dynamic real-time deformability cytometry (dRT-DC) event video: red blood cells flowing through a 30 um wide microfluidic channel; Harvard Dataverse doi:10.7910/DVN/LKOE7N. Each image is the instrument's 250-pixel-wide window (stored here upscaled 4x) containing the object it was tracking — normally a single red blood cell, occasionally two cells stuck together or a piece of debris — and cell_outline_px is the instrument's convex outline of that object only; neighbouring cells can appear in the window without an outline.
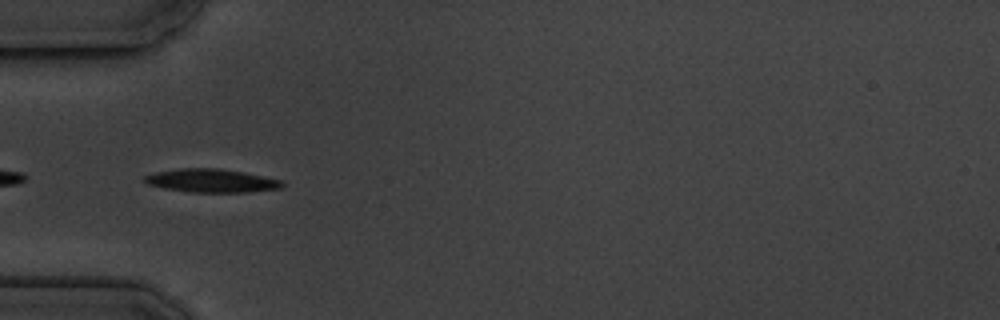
{"species": "common noctule bat (a hibernating species)", "species_latin": "Nyctalus noctula", "temperature_condition": "cold", "stored_images_in_passage": 7, "camera_frame_rate_fps": 3000, "um_per_image_px": 0.085, "animal": {"sex": "male", "body_mass_g": 19.5, "forearm_length_mm": 54.6}, "frame": {"image": 1, "passage_image": 5, "time_ms": 5.333, "image_size_px": [1000, 320], "cell_outline_px": [[284, 188], [248, 192], [188, 192], [164, 188], [148, 184], [144, 180], [144, 176], [156, 172], [180, 168], [220, 168], [244, 172], [284, 180]], "centroid_in_image_um": [18.03, 15.36], "position_along_channel_um": 67.0, "area_um2": 18.9}}
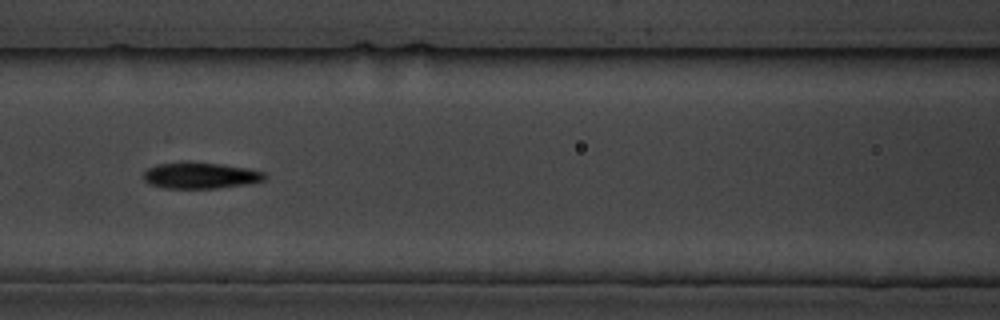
{"frame": {"image": 2, "passage_image": 7, "time_ms": 7.667, "image_size_px": [1000, 320], "cell_outline_px": [[264, 180], [244, 184], [216, 188], [164, 188], [148, 184], [144, 180], [144, 172], [148, 168], [156, 164], [184, 160], [188, 160], [220, 164], [248, 168], [264, 172]], "centroid_in_image_um": [16.95, 14.89], "position_along_channel_um": 149.6, "area_um2": 18.73}}